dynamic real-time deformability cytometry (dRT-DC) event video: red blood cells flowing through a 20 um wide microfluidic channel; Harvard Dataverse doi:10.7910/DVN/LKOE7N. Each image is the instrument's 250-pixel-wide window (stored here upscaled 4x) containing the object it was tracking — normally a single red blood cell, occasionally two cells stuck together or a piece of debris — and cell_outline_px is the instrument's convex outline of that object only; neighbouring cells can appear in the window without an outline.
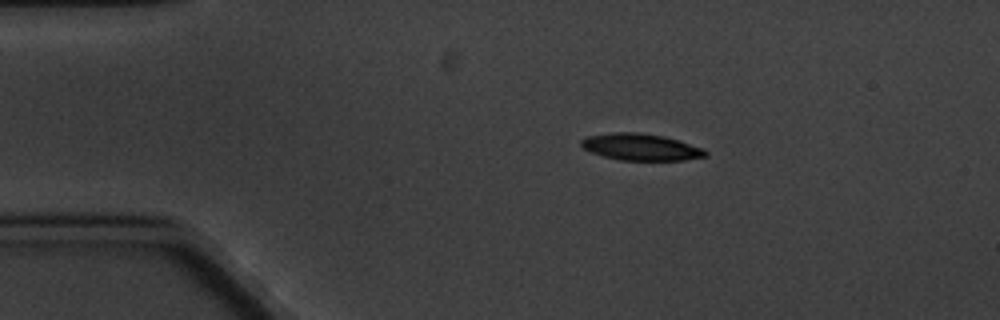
{"species": "common noctule bat (a hibernating species)", "species_latin": "Nyctalus noctula", "temperature_condition": "cold", "stored_images_in_passage": 4, "camera_frame_rate_fps": 3000, "um_per_image_px": 0.085, "animal": {"sex": "male", "body_mass_g": 20.1, "forearm_length_mm": 53.5}, "frame": {"image": 1, "passage_image": 1, "time_ms": 0.0, "image_size_px": [1000, 320], "cell_outline_px": [[708, 156], [684, 160], [620, 160], [604, 156], [592, 152], [584, 148], [580, 144], [580, 140], [584, 136], [612, 132], [640, 132], [664, 136], [704, 148], [708, 152]], "centroid_in_image_um": [54.47, 12.49], "position_along_channel_um": 30.5, "area_um2": 19.48}}
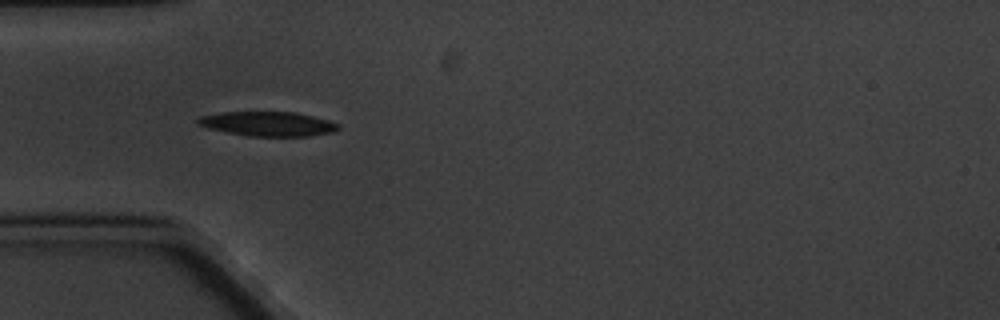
{"frame": {"image": 2, "passage_image": 3, "time_ms": 2.333, "image_size_px": [1000, 320], "cell_outline_px": [[340, 128], [336, 132], [308, 136], [248, 136], [208, 128], [196, 124], [196, 120], [200, 116], [220, 112], [296, 112], [328, 120], [340, 124]], "centroid_in_image_um": [22.79, 10.53], "position_along_channel_um": 62.2, "area_um2": 20.11}}